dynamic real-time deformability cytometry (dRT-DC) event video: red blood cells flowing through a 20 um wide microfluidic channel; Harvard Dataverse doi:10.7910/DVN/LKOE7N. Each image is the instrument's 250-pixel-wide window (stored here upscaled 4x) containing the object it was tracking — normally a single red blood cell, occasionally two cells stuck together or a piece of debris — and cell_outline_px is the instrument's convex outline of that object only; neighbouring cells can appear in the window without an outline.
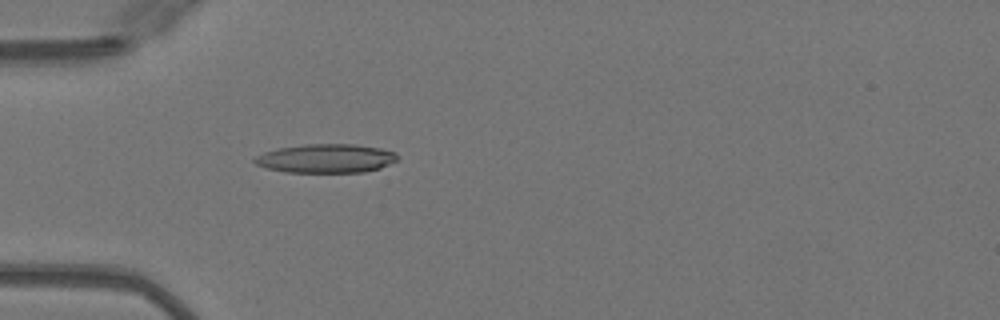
{"species": "Egyptian fruit bat (a non-hibernating species)", "species_latin": "Rousettus aegyptiacus", "temperature_condition": "warm", "stored_images_in_passage": 41, "camera_frame_rate_fps": 3000, "um_per_image_px": 0.085, "animal": {"sex": "female"}, "frame": {"image": 1, "passage_image": 6, "time_ms": 1.667, "image_size_px": [1000, 320], "cell_outline_px": [[400, 156], [396, 160], [380, 168], [364, 172], [284, 172], [264, 168], [256, 164], [252, 160], [256, 156], [264, 152], [276, 148], [304, 144], [356, 144], [380, 148], [396, 152]], "centroid_in_image_um": [27.69, 13.46], "position_along_channel_um": 57.3, "area_um2": 24.22}}
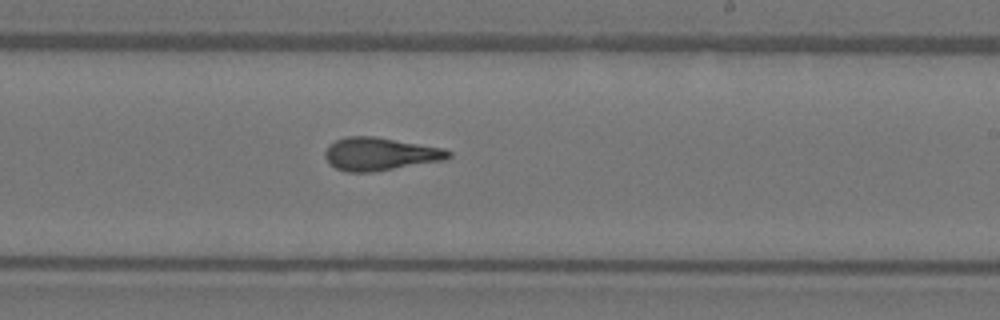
{"frame": {"image": 2, "passage_image": 21, "time_ms": 6.667, "image_size_px": [1000, 320], "cell_outline_px": [[452, 156], [444, 160], [372, 172], [348, 172], [336, 168], [328, 164], [324, 156], [324, 152], [328, 144], [344, 136], [376, 136], [444, 148], [452, 152]], "centroid_in_image_um": [32.27, 13.08], "position_along_channel_um": 256.7, "area_um2": 23.93}}
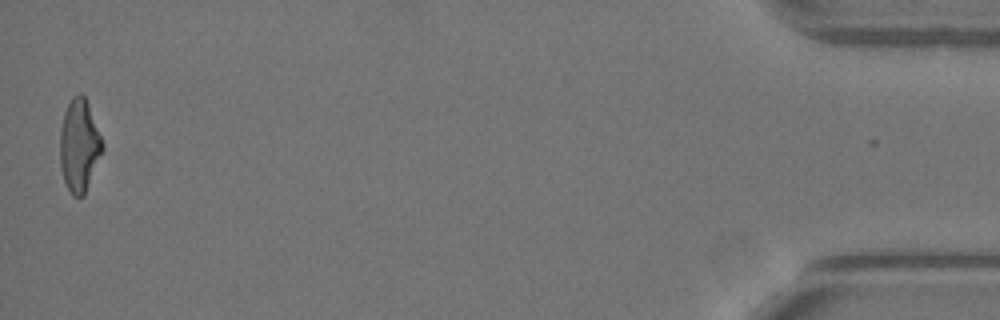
{"frame": {"image": 3, "passage_image": 40, "time_ms": 13.0, "image_size_px": [1000, 320], "cell_outline_px": [[104, 148], [84, 196], [72, 196], [64, 180], [60, 168], [60, 128], [64, 112], [72, 96], [80, 92], [84, 96], [88, 104], [104, 144]], "centroid_in_image_um": [6.73, 12.37], "position_along_channel_um": 428.5, "area_um2": 22.89}, "authors_computed_cell_mechanics": {"area_um2": 23.0622, "velocity_mm_per_s": 4.1043, "shape_relaxation_time_tau1_ms": null, "shape_relaxation_time_tau2_ms": 2.2726, "deformation_change_tau1": null, "deformation_change_tau2": 0.131}}